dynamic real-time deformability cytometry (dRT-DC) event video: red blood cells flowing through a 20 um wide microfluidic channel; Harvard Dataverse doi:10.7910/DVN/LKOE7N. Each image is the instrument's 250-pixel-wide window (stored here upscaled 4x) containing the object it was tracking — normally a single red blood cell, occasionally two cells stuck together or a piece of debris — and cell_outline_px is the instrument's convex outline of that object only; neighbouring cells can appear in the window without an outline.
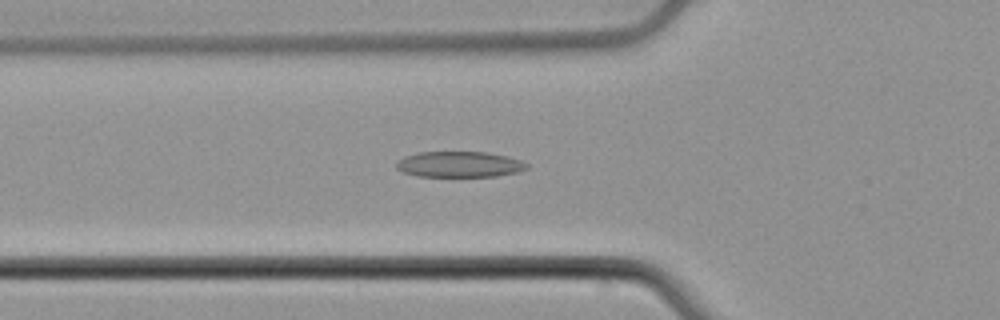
{"species": "common noctule bat (a hibernating species)", "species_latin": "Nyctalus noctula", "temperature_condition": "cold", "stored_images_in_passage": 50, "camera_frame_rate_fps": 3000, "um_per_image_px": 0.085, "animal": {"sex": "male", "body_mass_g": 21.5, "forearm_length_mm": 52.0}, "frame": {"image": 1, "passage_image": 15, "time_ms": 4.667, "image_size_px": [1000, 320], "cell_outline_px": [[528, 168], [516, 172], [496, 176], [416, 176], [404, 172], [396, 168], [396, 164], [404, 156], [416, 152], [488, 152], [520, 160], [528, 164]], "centroid_in_image_um": [39.03, 13.96], "position_along_channel_um": 86.8, "area_um2": 19.42}}
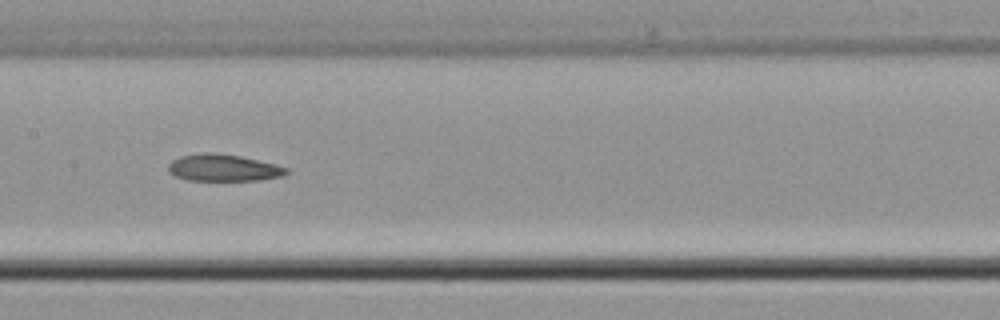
{"frame": {"image": 2, "passage_image": 23, "time_ms": 7.333, "image_size_px": [1000, 320], "cell_outline_px": [[288, 172], [284, 176], [260, 180], [188, 180], [176, 176], [168, 172], [168, 164], [172, 160], [180, 156], [208, 152], [240, 156], [288, 168]], "centroid_in_image_um": [18.96, 14.27], "position_along_channel_um": 188.4, "area_um2": 18.26}}
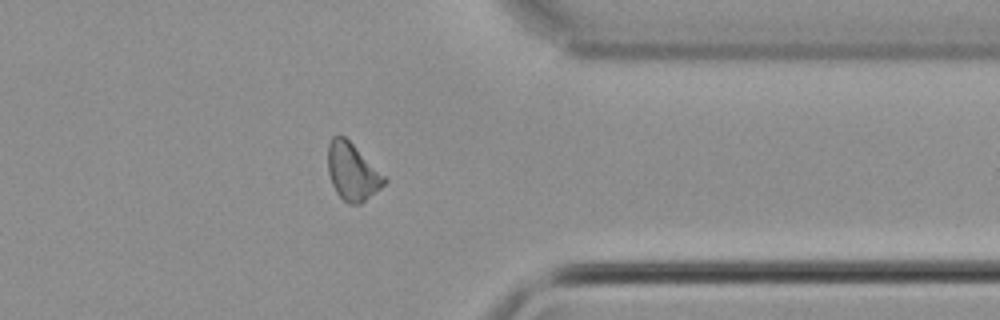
{"frame": {"image": 3, "passage_image": 39, "time_ms": 12.667, "image_size_px": [1000, 320], "cell_outline_px": [[388, 180], [380, 188], [360, 204], [348, 204], [336, 192], [332, 184], [328, 172], [328, 144], [332, 136], [344, 136], [388, 176]], "centroid_in_image_um": [29.98, 14.59], "position_along_channel_um": 381.4, "area_um2": 18.96}, "authors_computed_cell_mechanics": {"area_um2": 19.2763, "velocity_mm_per_s": 3.7962, "shape_relaxation_time_tau1_ms": null, "shape_relaxation_time_tau2_ms": 5.6516, "deformation_change_tau1": null, "deformation_change_tau2": 0.1158}}